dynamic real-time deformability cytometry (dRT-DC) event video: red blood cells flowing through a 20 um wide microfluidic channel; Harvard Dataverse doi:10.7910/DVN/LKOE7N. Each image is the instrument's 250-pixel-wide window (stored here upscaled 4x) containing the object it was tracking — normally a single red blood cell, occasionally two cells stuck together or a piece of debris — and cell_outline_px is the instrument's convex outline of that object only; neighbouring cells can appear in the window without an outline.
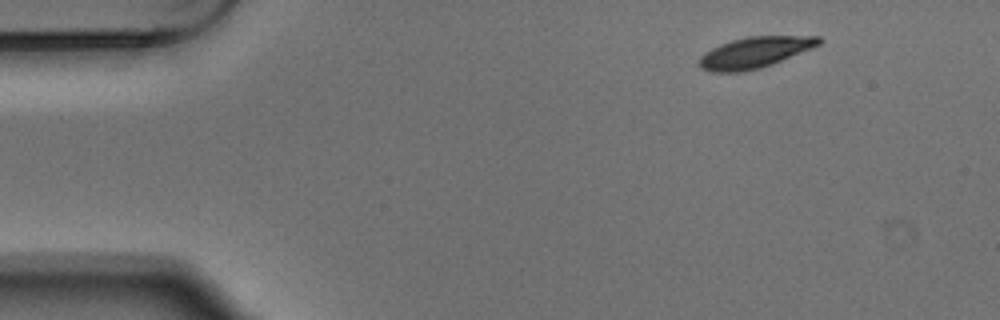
{"species": "Egyptian fruit bat (a non-hibernating species)", "species_latin": "Rousettus aegyptiacus", "temperature_condition": "warm", "stored_images_in_passage": 6, "camera_frame_rate_fps": 3000, "um_per_image_px": 0.085, "animal": {"sex": "male"}, "frame": {"image": 1, "passage_image": 1, "time_ms": 0.0, "image_size_px": [1000, 320], "cell_outline_px": [[824, 40], [820, 44], [812, 48], [772, 64], [760, 68], [744, 72], [712, 72], [700, 68], [700, 56], [704, 52], [720, 44], [732, 40], [748, 36], [820, 36]], "centroid_in_image_um": [64.16, 4.46], "position_along_channel_um": 20.8, "area_um2": 21.62}}
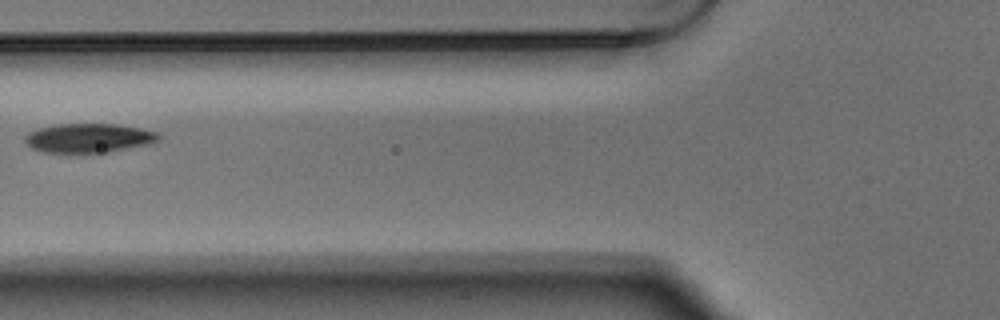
{"frame": {"image": 2, "passage_image": 5, "time_ms": 1.333, "image_size_px": [1000, 320], "cell_outline_px": [[160, 140], [144, 144], [108, 152], [44, 152], [32, 148], [24, 144], [24, 136], [28, 132], [36, 128], [52, 124], [120, 124], [160, 132]], "centroid_in_image_um": [7.48, 11.71], "position_along_channel_um": 118.3, "area_um2": 22.77}}
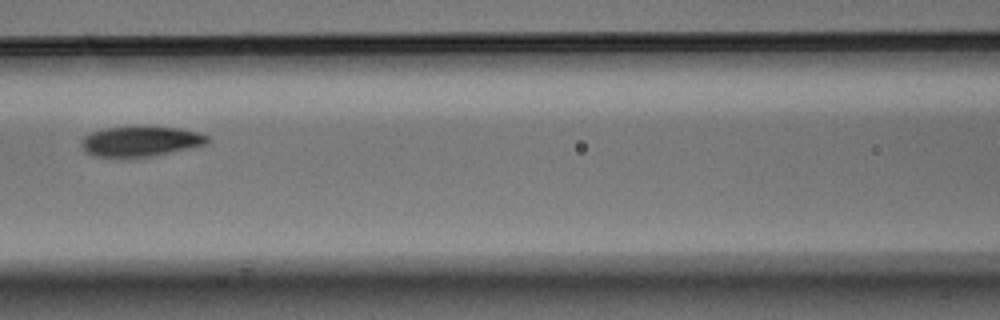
{"frame": {"image": 3, "passage_image": 6, "time_ms": 1.667, "image_size_px": [1000, 320], "cell_outline_px": [[208, 144], [192, 148], [132, 160], [112, 160], [92, 156], [84, 152], [80, 144], [80, 140], [84, 136], [92, 132], [104, 128], [124, 124], [144, 124], [180, 128], [196, 132], [208, 136]], "centroid_in_image_um": [11.85, 12.02], "position_along_channel_um": 154.8, "area_um2": 24.22}}